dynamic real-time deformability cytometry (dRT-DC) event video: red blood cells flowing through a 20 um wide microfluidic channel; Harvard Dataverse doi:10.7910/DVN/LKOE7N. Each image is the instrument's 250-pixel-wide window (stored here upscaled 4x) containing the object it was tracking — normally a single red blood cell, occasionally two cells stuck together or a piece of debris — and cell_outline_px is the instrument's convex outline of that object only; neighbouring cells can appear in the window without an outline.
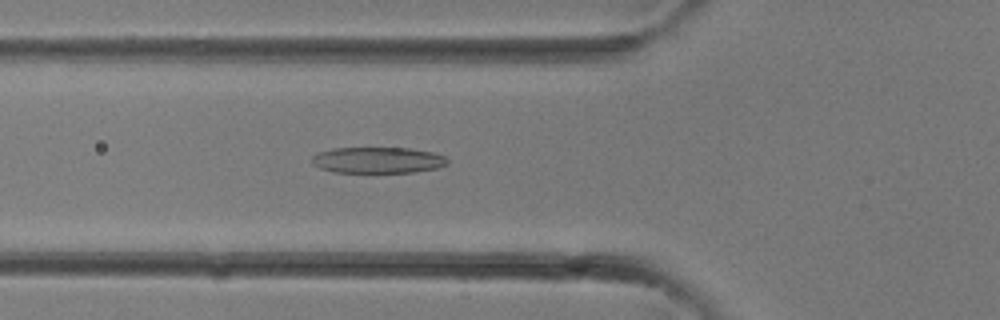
{"species": "common noctule bat (a hibernating species)", "species_latin": "Nyctalus noctula", "temperature_condition": "room temperature", "stored_images_in_passage": 21, "camera_frame_rate_fps": 3000, "um_per_image_px": 0.085, "animal": {"sex": "female"}, "frame": {"image": 1, "passage_image": 2, "time_ms": 0.333, "image_size_px": [1000, 320], "cell_outline_px": [[448, 164], [436, 168], [416, 172], [376, 176], [332, 172], [320, 168], [312, 164], [312, 156], [316, 152], [332, 148], [408, 148], [432, 152], [444, 156], [448, 160]], "centroid_in_image_um": [32.06, 13.67], "position_along_channel_um": 93.7, "area_um2": 21.91}}
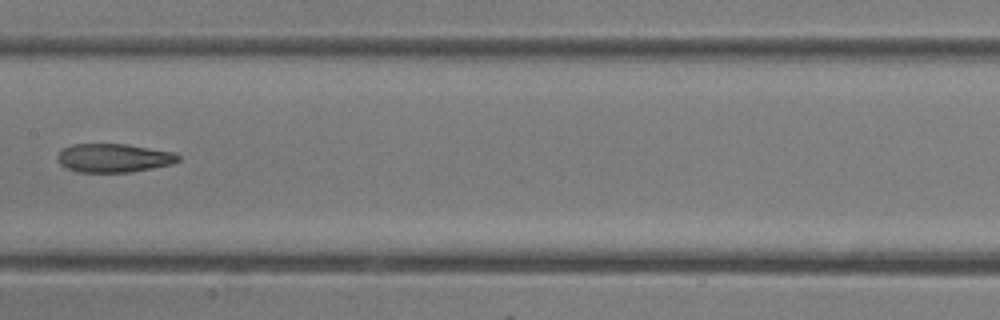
{"frame": {"image": 2, "passage_image": 7, "time_ms": 2.0, "image_size_px": [1000, 320], "cell_outline_px": [[180, 160], [172, 164], [132, 172], [76, 172], [64, 168], [56, 160], [56, 156], [64, 148], [72, 144], [128, 144], [176, 152], [180, 156]], "centroid_in_image_um": [9.67, 13.43], "position_along_channel_um": 197.7, "area_um2": 20.46}}
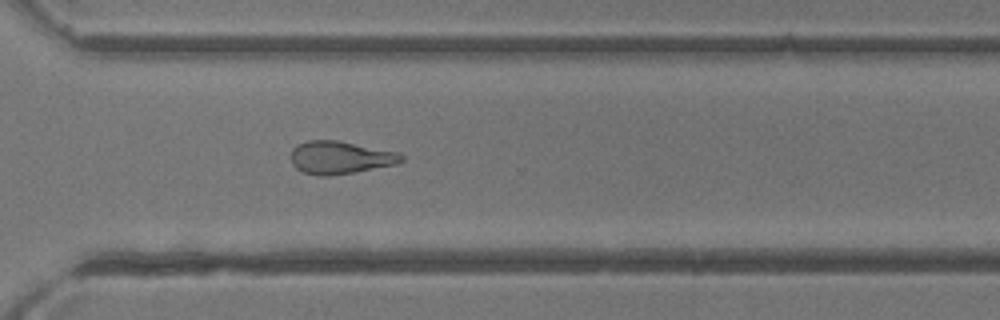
{"frame": {"image": 3, "passage_image": 14, "time_ms": 4.333, "image_size_px": [1000, 320], "cell_outline_px": [[404, 160], [396, 164], [352, 172], [328, 176], [320, 176], [304, 172], [296, 168], [292, 164], [292, 148], [296, 144], [308, 140], [340, 140], [400, 152], [404, 156]], "centroid_in_image_um": [28.93, 13.37], "position_along_channel_um": 341.7, "area_um2": 21.21}}